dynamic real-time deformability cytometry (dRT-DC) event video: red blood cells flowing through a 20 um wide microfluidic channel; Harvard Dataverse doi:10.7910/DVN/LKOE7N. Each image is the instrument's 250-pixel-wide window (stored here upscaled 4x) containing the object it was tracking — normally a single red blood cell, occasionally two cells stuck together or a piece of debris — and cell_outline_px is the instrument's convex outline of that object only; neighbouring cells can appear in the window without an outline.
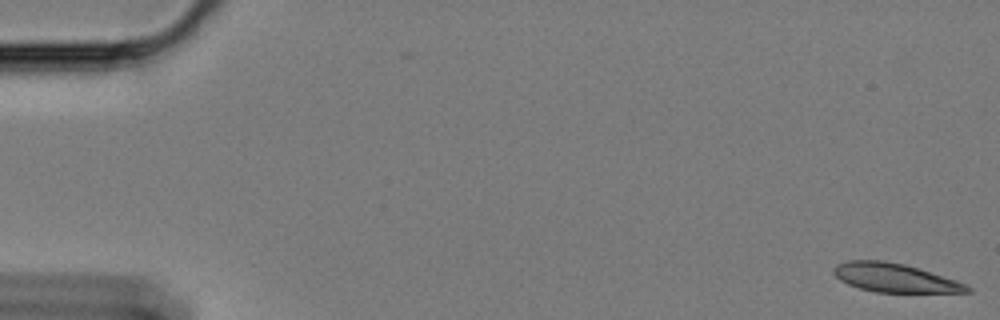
{"species": "Egyptian fruit bat (a non-hibernating species)", "species_latin": "Rousettus aegyptiacus", "temperature_condition": "cold", "stored_images_in_passage": 6, "camera_frame_rate_fps": 3000, "um_per_image_px": 0.085, "animal": {"sex": "female"}, "frame": {"image": 1, "passage_image": 1, "time_ms": 0.0, "image_size_px": [1000, 320], "cell_outline_px": [[972, 292], [876, 292], [860, 288], [848, 284], [840, 280], [832, 272], [832, 268], [836, 264], [848, 260], [884, 260], [904, 264], [956, 280], [972, 288]], "centroid_in_image_um": [76.01, 23.6], "position_along_channel_um": 9.0, "area_um2": 22.2}}